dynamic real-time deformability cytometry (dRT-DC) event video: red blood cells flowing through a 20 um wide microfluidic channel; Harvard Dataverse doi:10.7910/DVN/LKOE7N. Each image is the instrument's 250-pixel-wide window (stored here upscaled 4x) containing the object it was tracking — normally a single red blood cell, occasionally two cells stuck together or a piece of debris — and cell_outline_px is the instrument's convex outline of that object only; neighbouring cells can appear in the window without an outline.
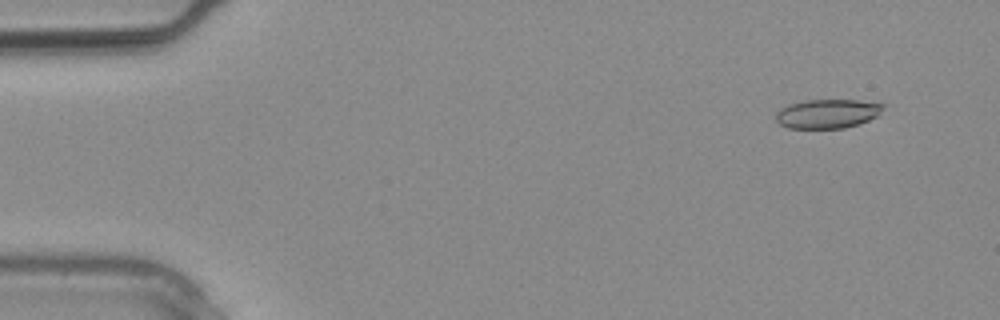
{"species": "common noctule bat (a hibernating species)", "species_latin": "Nyctalus noctula", "temperature_condition": "warm", "stored_images_in_passage": 4, "segment_of_instrument_passage": [2, 2], "camera_frame_rate_fps": 3000, "um_per_image_px": 0.085, "animal": {"sex": "male", "body_mass_g": 20.4}, "frame": {"image": 1, "passage_image": 4, "time_ms": 1.0, "image_size_px": [1000, 320], "cell_outline_px": [[888, 104], [876, 116], [860, 124], [844, 128], [788, 128], [780, 124], [776, 120], [776, 112], [780, 108], [788, 104], [804, 100], [856, 100]], "centroid_in_image_um": [70.33, 9.66], "position_along_channel_um": 14.7, "area_um2": 18.32}}